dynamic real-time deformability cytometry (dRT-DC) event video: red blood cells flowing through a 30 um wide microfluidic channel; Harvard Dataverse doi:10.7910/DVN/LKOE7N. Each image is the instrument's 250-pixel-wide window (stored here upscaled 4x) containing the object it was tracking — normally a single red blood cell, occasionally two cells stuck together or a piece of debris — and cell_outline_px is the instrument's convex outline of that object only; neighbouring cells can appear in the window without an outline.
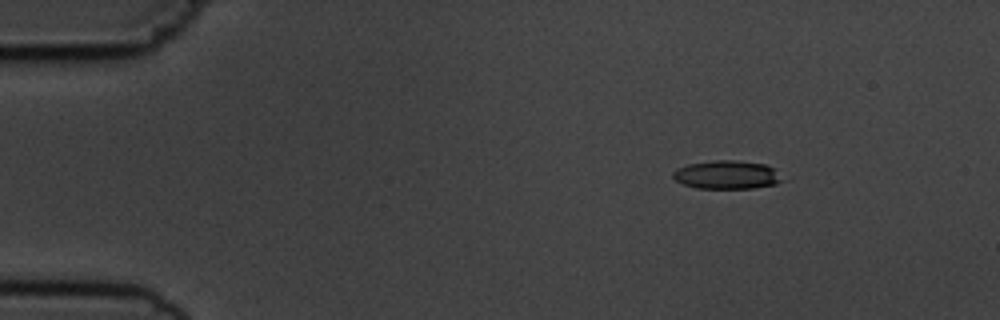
{"species": "common noctule bat (a hibernating species)", "species_latin": "Nyctalus noctula", "temperature_condition": "cold", "stored_images_in_passage": 7, "camera_frame_rate_fps": 3000, "um_per_image_px": 0.085, "animal": {"sex": "male", "body_mass_g": 19.5, "forearm_length_mm": 54.6}, "frame": {"image": 1, "passage_image": 2, "time_ms": 1.0, "image_size_px": [1000, 320], "cell_outline_px": [[788, 180], [776, 184], [752, 188], [696, 188], [684, 184], [676, 180], [672, 176], [672, 172], [676, 168], [688, 164], [712, 160], [736, 160], [768, 164]], "centroid_in_image_um": [61.84, 14.85], "position_along_channel_um": 23.2, "area_um2": 18.44}}
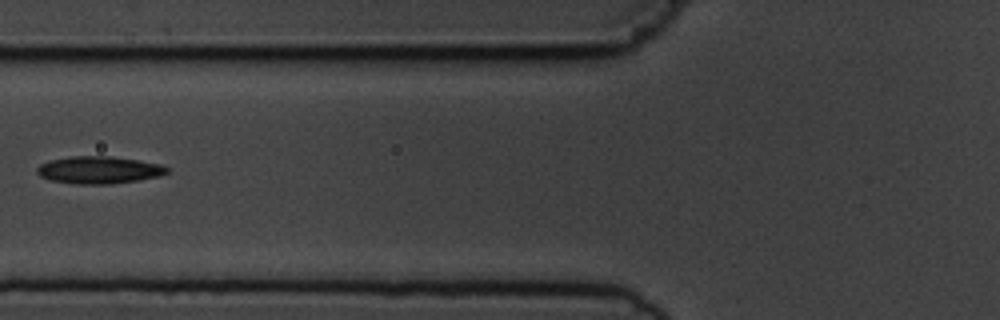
{"frame": {"image": 2, "passage_image": 6, "time_ms": 5.667, "image_size_px": [1000, 320], "cell_outline_px": [[172, 168], [168, 172], [160, 176], [140, 180], [112, 184], [76, 184], [52, 180], [40, 176], [36, 172], [36, 168], [40, 164], [48, 160], [72, 156], [112, 156], [164, 164]], "centroid_in_image_um": [8.46, 14.44], "position_along_channel_um": 117.3, "area_um2": 21.04}}
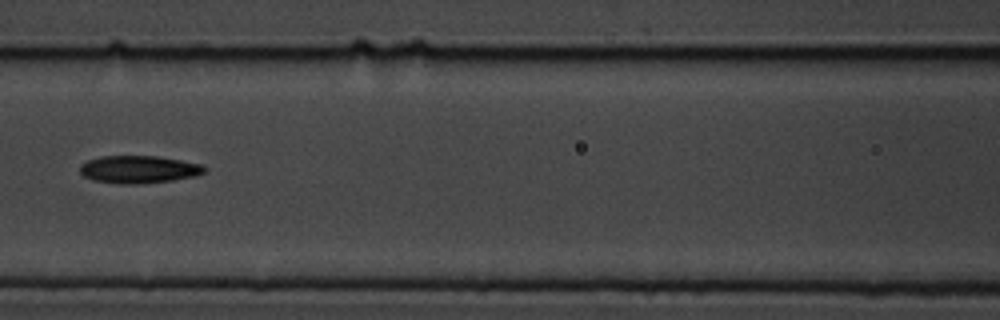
{"frame": {"image": 3, "passage_image": 7, "time_ms": 6.667, "image_size_px": [1000, 320], "cell_outline_px": [[208, 168], [204, 172], [196, 176], [172, 180], [136, 184], [120, 184], [92, 180], [84, 176], [80, 172], [80, 164], [88, 160], [100, 156], [156, 156], [180, 160], [200, 164]], "centroid_in_image_um": [11.77, 14.4], "position_along_channel_um": 154.8, "area_um2": 20.0}}